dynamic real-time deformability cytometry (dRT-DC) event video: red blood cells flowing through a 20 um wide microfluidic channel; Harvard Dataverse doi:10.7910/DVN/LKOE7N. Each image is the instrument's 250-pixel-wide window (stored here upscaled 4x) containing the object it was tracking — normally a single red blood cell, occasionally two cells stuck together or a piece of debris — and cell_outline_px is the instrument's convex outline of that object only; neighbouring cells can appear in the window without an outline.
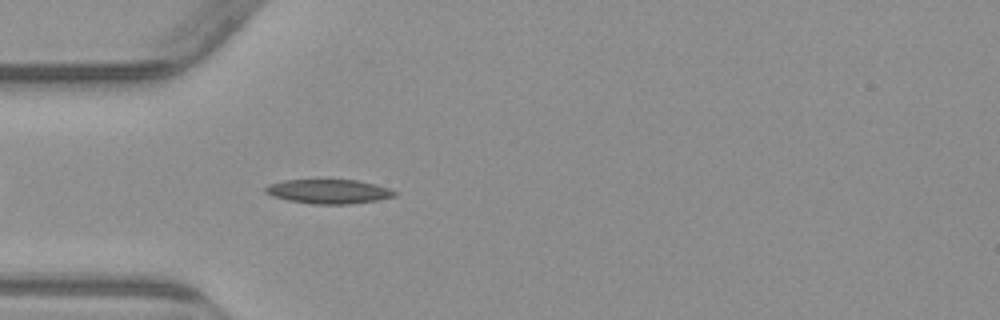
{"species": "common noctule bat (a hibernating species)", "species_latin": "Nyctalus noctula", "temperature_condition": "warm", "stored_images_in_passage": 40, "camera_frame_rate_fps": 3000, "um_per_image_px": 0.085, "animal": {"sex": "male", "body_mass_g": 23.1, "forearm_length_mm": 52.7}, "frame": {"image": 1, "passage_image": 5, "time_ms": 1.333, "image_size_px": [1000, 320], "cell_outline_px": [[396, 196], [376, 200], [348, 204], [312, 204], [288, 200], [272, 196], [264, 192], [264, 188], [268, 184], [284, 180], [356, 180], [388, 188], [396, 192]], "centroid_in_image_um": [27.88, 16.28], "position_along_channel_um": 57.1, "area_um2": 18.09}}
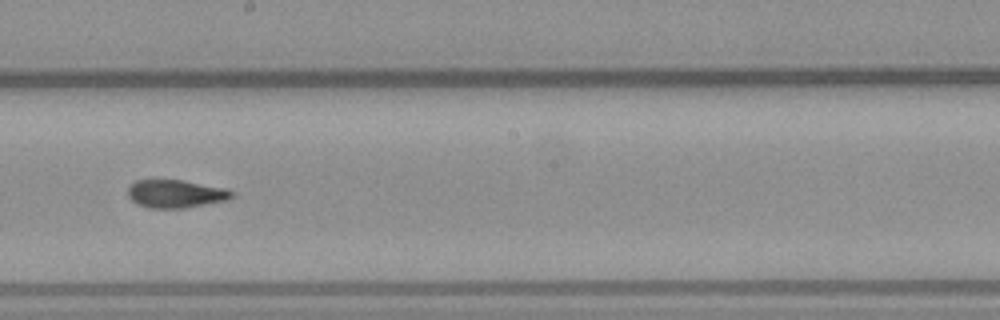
{"frame": {"image": 2, "passage_image": 19, "time_ms": 6.0, "image_size_px": [1000, 320], "cell_outline_px": [[236, 196], [228, 200], [184, 208], [148, 208], [136, 204], [128, 196], [128, 184], [136, 180], [180, 180], [224, 188], [236, 192]], "centroid_in_image_um": [14.93, 16.48], "position_along_channel_um": 233.3, "area_um2": 17.11}}
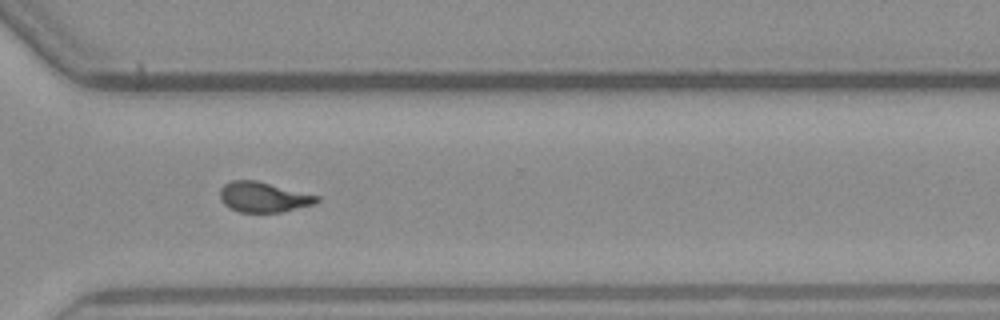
{"frame": {"image": 3, "passage_image": 28, "time_ms": 9.0, "image_size_px": [1000, 320], "cell_outline_px": [[320, 200], [316, 204], [284, 212], [240, 212], [224, 204], [220, 200], [220, 188], [224, 184], [232, 180], [256, 180], [320, 196]], "centroid_in_image_um": [22.42, 16.75], "position_along_channel_um": 348.2, "area_um2": 17.17}, "authors_computed_cell_mechanics": {"area_um2": 17.2244, "velocity_mm_per_s": 3.8365, "shape_relaxation_time_tau1_ms": 9.7982, "shape_relaxation_time_tau2_ms": 1.8248, "deformation_change_tau1": 0.2599, "deformation_change_tau2": 0.0876}}